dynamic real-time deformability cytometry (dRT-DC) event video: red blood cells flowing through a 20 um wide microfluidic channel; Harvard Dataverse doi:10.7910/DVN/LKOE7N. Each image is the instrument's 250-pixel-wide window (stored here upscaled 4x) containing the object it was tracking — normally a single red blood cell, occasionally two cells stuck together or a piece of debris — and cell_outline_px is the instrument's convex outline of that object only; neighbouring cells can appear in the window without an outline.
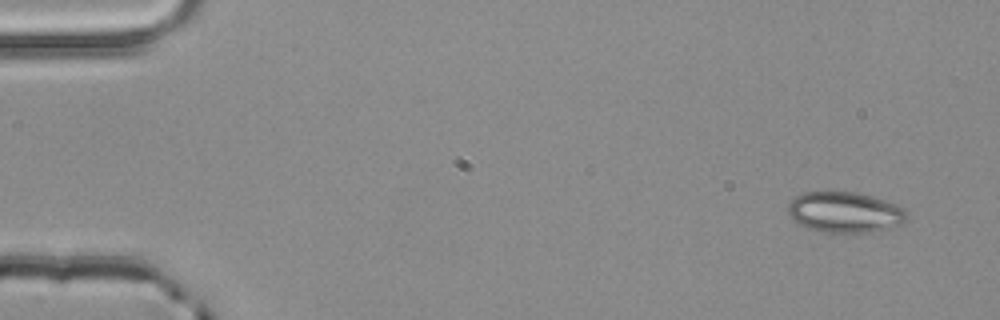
{"species": "common noctule bat (a hibernating species)", "species_latin": "Nyctalus noctula", "temperature_condition": "room temperature", "stored_images_in_passage": 4, "camera_frame_rate_fps": 3000, "um_per_image_px": 0.085, "animal": {"sex": "male", "body_mass_g": 20.4}, "frame": {"image": 1, "passage_image": 1, "time_ms": 0.0, "image_size_px": [1000, 320], "cell_outline_px": [[908, 220], [900, 224], [888, 228], [868, 232], [828, 232], [808, 228], [796, 224], [788, 212], [788, 204], [792, 196], [804, 192], [856, 192], [884, 200], [904, 208], [908, 212]], "centroid_in_image_um": [71.79, 18.03], "position_along_channel_um": 13.2, "area_um2": 28.21}}